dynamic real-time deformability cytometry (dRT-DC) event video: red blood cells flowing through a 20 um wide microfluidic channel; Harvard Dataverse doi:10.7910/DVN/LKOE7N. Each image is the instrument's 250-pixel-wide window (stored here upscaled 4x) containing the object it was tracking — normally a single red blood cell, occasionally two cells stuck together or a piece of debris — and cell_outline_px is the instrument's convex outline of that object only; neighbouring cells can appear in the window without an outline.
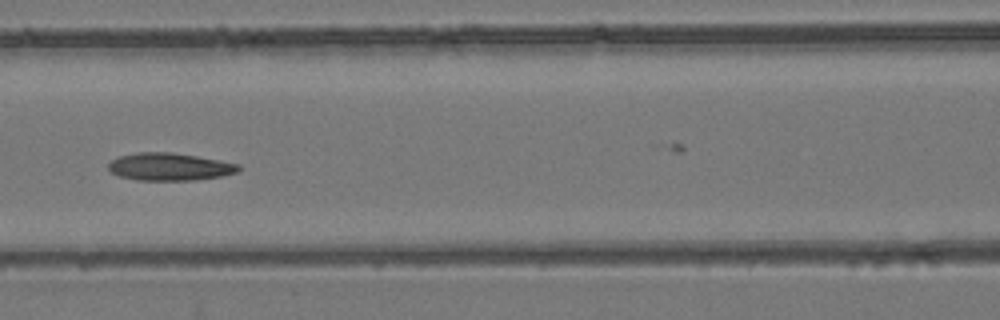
{"species": "common noctule bat (a hibernating species)", "species_latin": "Nyctalus noctula", "temperature_condition": "room temperature", "stored_images_in_passage": 8, "camera_frame_rate_fps": 3000, "um_per_image_px": 0.085, "animal": {"sex": "female", "body_mass_g": 24.6, "forearm_length_mm": 56.2}, "frame": {"image": 1, "passage_image": 7, "time_ms": 2.0, "image_size_px": [1000, 320], "cell_outline_px": [[240, 168], [236, 172], [220, 176], [196, 180], [136, 180], [120, 176], [112, 172], [108, 168], [108, 164], [116, 156], [136, 152], [172, 152], [196, 156], [240, 164]], "centroid_in_image_um": [14.37, 14.16], "position_along_channel_um": 152.2, "area_um2": 20.87}}